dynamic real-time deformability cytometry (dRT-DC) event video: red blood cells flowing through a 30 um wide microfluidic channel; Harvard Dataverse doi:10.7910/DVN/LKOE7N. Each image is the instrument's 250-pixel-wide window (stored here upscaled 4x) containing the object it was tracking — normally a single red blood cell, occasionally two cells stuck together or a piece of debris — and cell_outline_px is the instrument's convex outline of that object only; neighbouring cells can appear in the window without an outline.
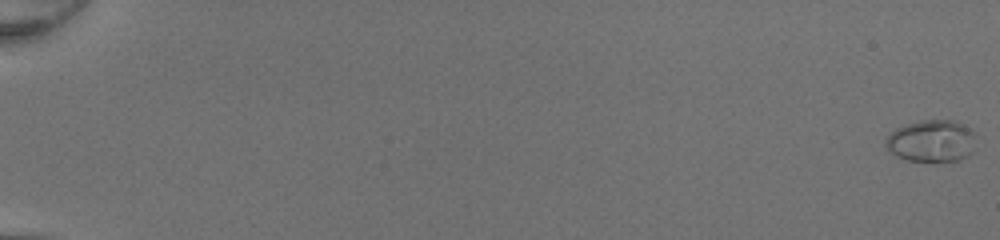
{"species": "common noctule bat (a hibernating species)", "species_latin": "Nyctalus noctula", "temperature_condition": "room temperature", "stored_images_in_passage": 53, "camera_frame_rate_fps": 3000, "um_per_image_px": 0.085, "animal": {"sex": "female", "body_mass_g": 20.0, "forearm_length_mm": 54.0}, "frame": {"image": 1, "passage_image": 1, "time_ms": 0.0, "image_size_px": [1000, 240], "cell_outline_px": [[976, 132], [972, 152], [968, 156], [960, 160], [908, 160], [896, 156], [884, 144], [884, 140], [888, 132], [896, 128], [920, 120], [956, 120], [972, 128]], "centroid_in_image_um": [79.19, 11.95], "position_along_channel_um": 5.8, "area_um2": 22.25}}
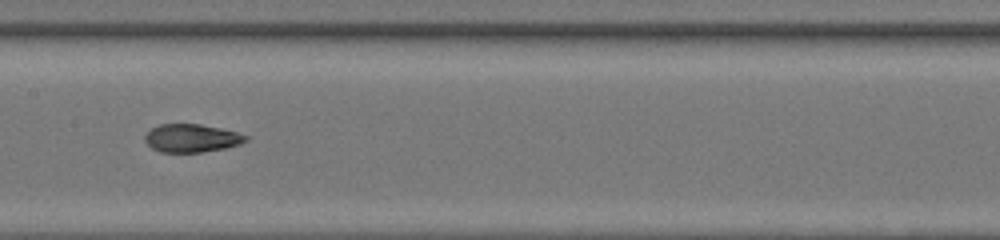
{"frame": {"image": 2, "passage_image": 30, "time_ms": 9.667, "image_size_px": [1000, 240], "cell_outline_px": [[248, 140], [240, 144], [228, 148], [200, 152], [160, 152], [152, 148], [144, 140], [144, 136], [152, 128], [160, 124], [200, 124], [220, 128], [236, 132], [248, 136]], "centroid_in_image_um": [16.3, 11.75], "position_along_channel_um": 191.1, "area_um2": 16.53}}
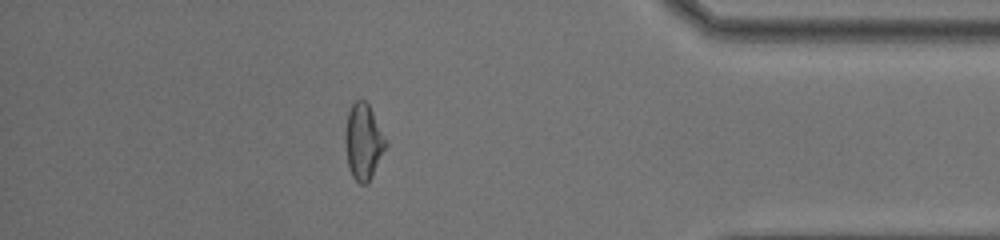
{"frame": {"image": 3, "passage_image": 47, "time_ms": 15.333, "image_size_px": [1000, 240], "cell_outline_px": [[388, 144], [372, 176], [364, 184], [360, 184], [352, 176], [348, 168], [344, 136], [348, 112], [352, 104], [356, 100], [364, 100], [368, 104], [388, 140]], "centroid_in_image_um": [30.89, 12.03], "position_along_channel_um": 404.3, "area_um2": 17.98}}